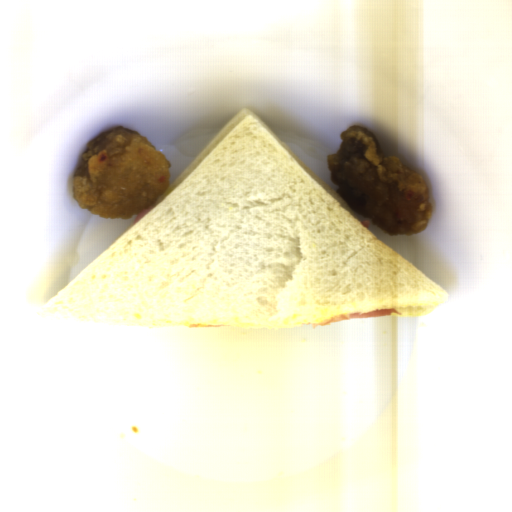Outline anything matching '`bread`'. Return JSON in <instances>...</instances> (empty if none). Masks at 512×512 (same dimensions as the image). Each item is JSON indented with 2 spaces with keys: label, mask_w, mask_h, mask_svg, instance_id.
<instances>
[{
  "label": "bread",
  "mask_w": 512,
  "mask_h": 512,
  "mask_svg": "<svg viewBox=\"0 0 512 512\" xmlns=\"http://www.w3.org/2000/svg\"><path fill=\"white\" fill-rule=\"evenodd\" d=\"M147 209L42 312L263 329L376 309L420 316L449 298L248 108Z\"/></svg>",
  "instance_id": "1"
}]
</instances>
